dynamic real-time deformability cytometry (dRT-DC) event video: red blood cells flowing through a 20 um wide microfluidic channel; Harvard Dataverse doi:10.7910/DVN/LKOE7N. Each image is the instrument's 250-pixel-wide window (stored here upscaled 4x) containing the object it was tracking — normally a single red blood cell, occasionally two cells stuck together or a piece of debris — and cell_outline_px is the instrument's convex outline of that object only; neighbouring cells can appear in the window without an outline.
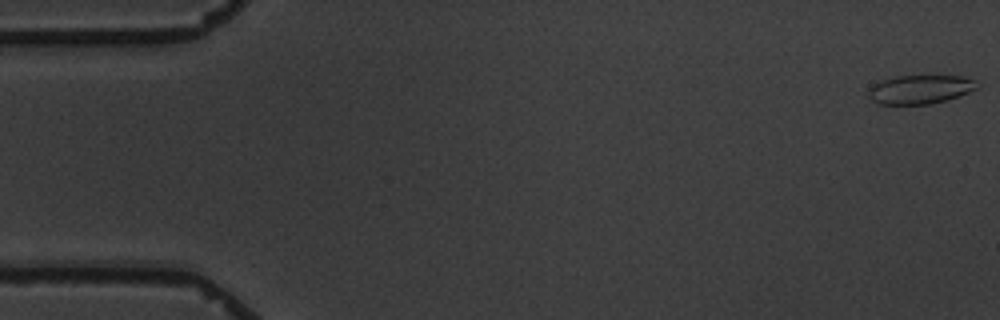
{"species": "common noctule bat (a hibernating species)", "species_latin": "Nyctalus noctula", "temperature_condition": "warm", "stored_images_in_passage": 15, "camera_frame_rate_fps": 3000, "um_per_image_px": 0.085, "animal": {"sex": "male", "body_mass_g": 19.5, "forearm_length_mm": 54.6}, "frame": {"image": 1, "passage_image": 1, "time_ms": 0.0, "image_size_px": [1000, 320], "cell_outline_px": [[980, 88], [960, 96], [948, 100], [928, 104], [880, 104], [872, 100], [868, 96], [868, 88], [872, 84], [880, 80], [896, 76], [928, 72], [964, 76], [976, 80]], "centroid_in_image_um": [78.27, 7.53], "position_along_channel_um": 6.7, "area_um2": 19.54}}
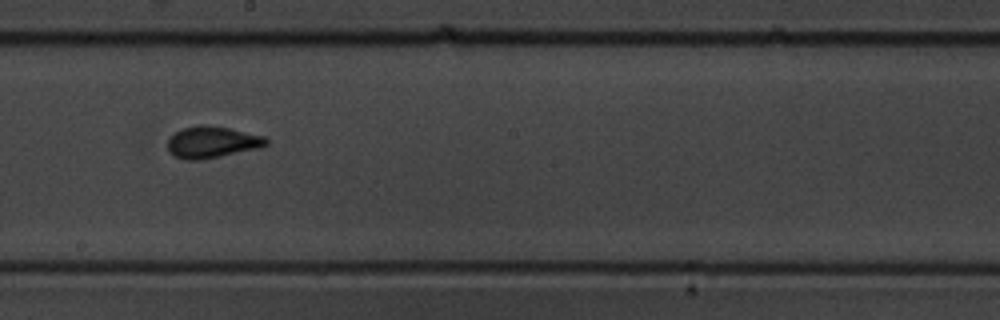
{"frame": {"image": 2, "passage_image": 9, "time_ms": 10.333, "image_size_px": [1000, 320], "cell_outline_px": [[268, 144], [260, 148], [200, 160], [184, 160], [172, 156], [168, 152], [168, 140], [180, 128], [200, 124], [204, 124], [228, 128], [264, 136], [268, 140]], "centroid_in_image_um": [17.99, 12.09], "position_along_channel_um": 230.2, "area_um2": 18.26}}
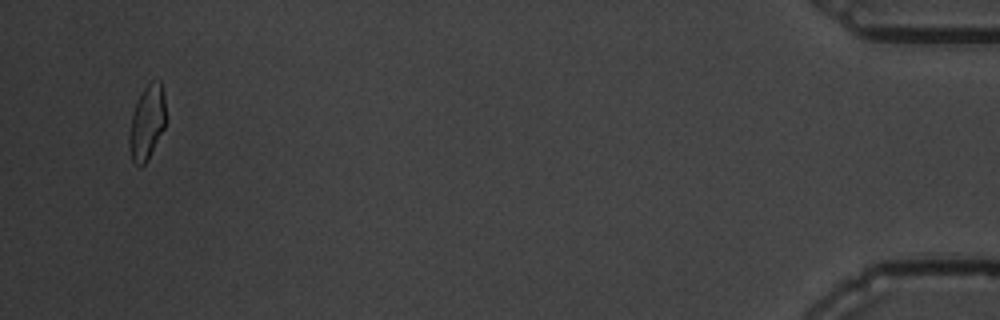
{"frame": {"image": 3, "passage_image": 15, "time_ms": 18.333, "image_size_px": [1000, 320], "cell_outline_px": [[164, 128], [148, 160], [140, 168], [132, 160], [128, 144], [128, 136], [132, 112], [136, 100], [140, 92], [152, 80], [160, 80], [164, 96]], "centroid_in_image_um": [12.45, 10.42], "position_along_channel_um": 422.7, "area_um2": 15.95}, "authors_computed_cell_mechanics": {"area_um2": 17.4556, "velocity_mm_per_s": 3.469, "shape_relaxation_time_tau1_ms": 3.4508, "shape_relaxation_time_tau2_ms": 0.6381, "deformation_change_tau1": 0.1485, "deformation_change_tau2": 0.0475}}